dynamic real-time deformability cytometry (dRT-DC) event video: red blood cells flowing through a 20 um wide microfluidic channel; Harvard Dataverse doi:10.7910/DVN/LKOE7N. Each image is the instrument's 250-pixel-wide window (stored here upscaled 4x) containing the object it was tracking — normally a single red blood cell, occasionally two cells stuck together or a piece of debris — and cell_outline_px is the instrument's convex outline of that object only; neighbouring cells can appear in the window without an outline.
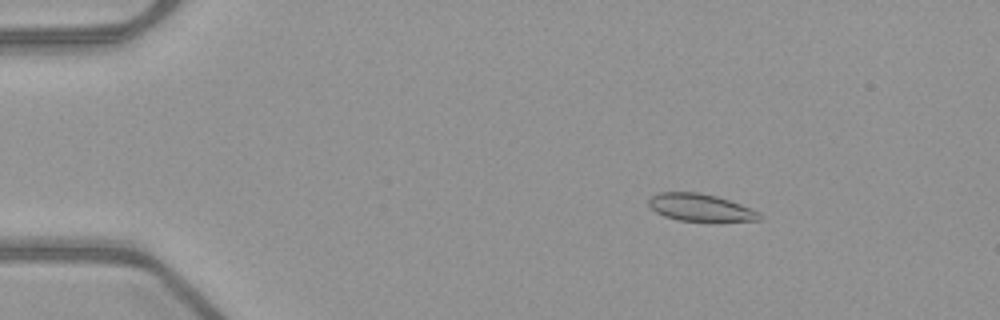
{"species": "common noctule bat (a hibernating species)", "species_latin": "Nyctalus noctula", "temperature_condition": "warm", "stored_images_in_passage": 13, "camera_frame_rate_fps": 3000, "um_per_image_px": 0.085, "animal": {"sex": "female", "body_mass_g": 21.9}, "frame": {"image": 1, "passage_image": 6, "time_ms": 1.667, "image_size_px": [1000, 320], "cell_outline_px": [[760, 220], [680, 220], [664, 216], [656, 212], [648, 204], [648, 200], [652, 196], [660, 192], [700, 192], [716, 196], [740, 204], [760, 212]], "centroid_in_image_um": [59.49, 17.61], "position_along_channel_um": 25.5, "area_um2": 17.17}}